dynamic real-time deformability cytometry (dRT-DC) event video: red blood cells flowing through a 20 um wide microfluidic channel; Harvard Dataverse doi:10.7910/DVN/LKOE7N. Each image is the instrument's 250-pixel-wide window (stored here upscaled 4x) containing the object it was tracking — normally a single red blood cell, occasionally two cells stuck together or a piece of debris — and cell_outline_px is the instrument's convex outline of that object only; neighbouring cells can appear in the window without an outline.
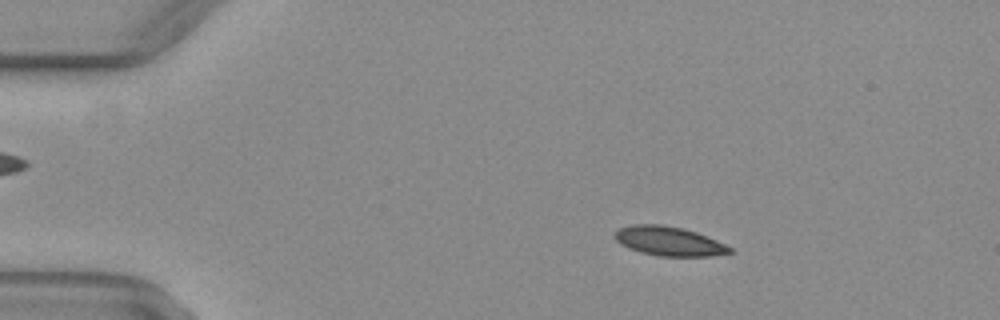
{"species": "common noctule bat (a hibernating species)", "species_latin": "Nyctalus noctula", "temperature_condition": "warm", "stored_images_in_passage": 44, "camera_frame_rate_fps": 3000, "um_per_image_px": 0.085, "animal": {"sex": "female", "body_mass_g": 29.2, "forearm_length_mm": 56.3}, "frame": {"image": 1, "passage_image": 1, "time_ms": 0.0, "image_size_px": [1000, 320], "cell_outline_px": [[732, 252], [712, 256], [660, 256], [640, 252], [628, 248], [620, 244], [616, 240], [616, 232], [620, 228], [632, 224], [660, 224], [684, 228], [696, 232], [716, 240], [732, 248]], "centroid_in_image_um": [56.86, 20.5], "position_along_channel_um": 28.1, "area_um2": 19.48}}
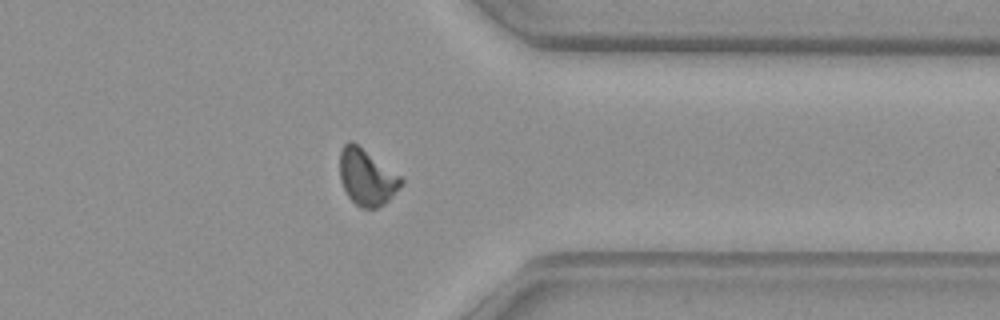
{"frame": {"image": 2, "passage_image": 33, "time_ms": 10.667, "image_size_px": [1000, 320], "cell_outline_px": [[404, 184], [384, 204], [376, 208], [360, 208], [348, 196], [340, 180], [340, 152], [344, 144], [348, 140], [352, 140], [400, 176], [404, 180]], "centroid_in_image_um": [31.17, 15.06], "position_along_channel_um": 380.2, "area_um2": 20.0}}
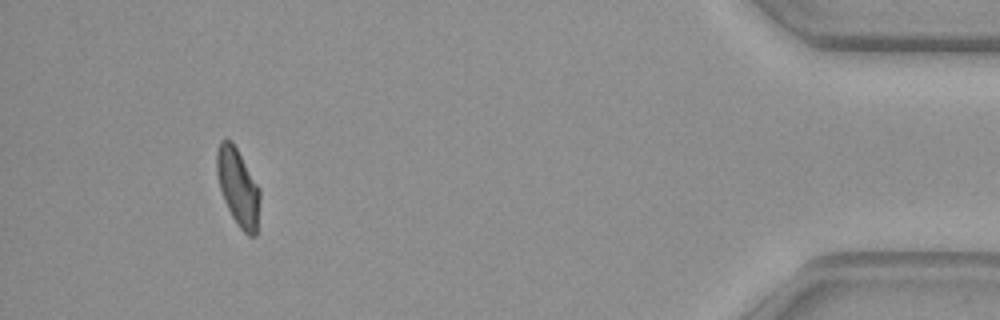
{"frame": {"image": 3, "passage_image": 40, "time_ms": 13.0, "image_size_px": [1000, 320], "cell_outline_px": [[260, 200], [256, 236], [248, 236], [240, 228], [232, 216], [224, 200], [220, 188], [216, 172], [216, 152], [220, 140], [232, 140], [260, 188]], "centroid_in_image_um": [20.24, 15.9], "position_along_channel_um": 415.0, "area_um2": 19.48}, "authors_computed_cell_mechanics": {"area_um2": 20.0566, "velocity_mm_per_s": 4.042, "shape_relaxation_time_tau1_ms": 5.3809, "shape_relaxation_time_tau2_ms": 2.1667, "deformation_change_tau1": 0.157, "deformation_change_tau2": 0.0813}}